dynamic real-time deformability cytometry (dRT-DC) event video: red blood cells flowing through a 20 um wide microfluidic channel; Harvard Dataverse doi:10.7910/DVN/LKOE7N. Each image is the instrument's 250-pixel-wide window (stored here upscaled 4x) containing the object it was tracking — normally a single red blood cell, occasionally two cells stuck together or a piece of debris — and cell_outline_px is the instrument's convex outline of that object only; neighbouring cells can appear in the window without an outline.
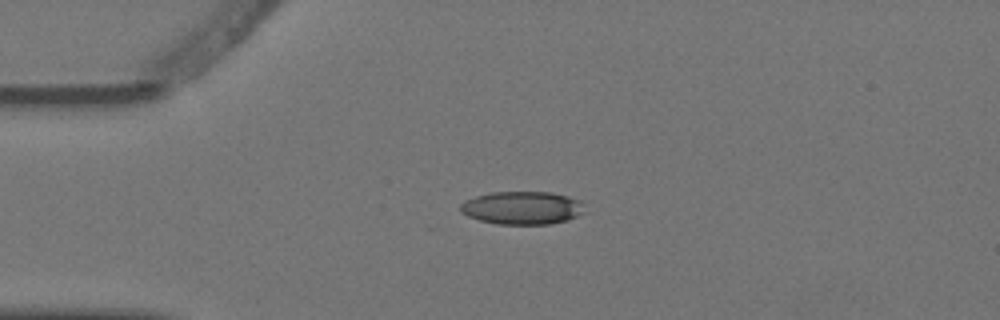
{"species": "Egyptian fruit bat (a non-hibernating species)", "species_latin": "Rousettus aegyptiacus", "temperature_condition": "warm", "stored_images_in_passage": 4, "camera_frame_rate_fps": 3000, "um_per_image_px": 0.085, "animal": {"sex": "female"}, "frame": {"image": 1, "passage_image": 3, "time_ms": 0.667, "image_size_px": [1000, 320], "cell_outline_px": [[584, 212], [568, 220], [552, 224], [496, 224], [480, 220], [468, 216], [460, 212], [460, 204], [476, 196], [492, 192], [552, 192], [568, 196], [580, 200]], "centroid_in_image_um": [44.39, 17.67], "position_along_channel_um": 40.6, "area_um2": 23.87}}